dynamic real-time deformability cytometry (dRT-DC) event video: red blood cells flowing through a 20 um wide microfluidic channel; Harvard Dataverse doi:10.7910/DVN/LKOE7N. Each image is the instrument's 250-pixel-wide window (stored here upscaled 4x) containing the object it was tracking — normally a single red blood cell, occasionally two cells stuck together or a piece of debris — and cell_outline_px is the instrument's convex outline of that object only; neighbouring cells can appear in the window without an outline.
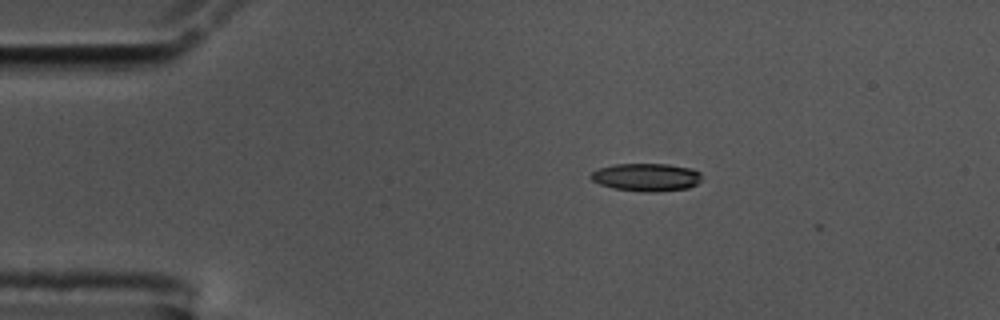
{"species": "common noctule bat (a hibernating species)", "species_latin": "Nyctalus noctula", "temperature_condition": "cold", "stored_images_in_passage": 3, "camera_frame_rate_fps": 3000, "um_per_image_px": 0.085, "animal": {"sex": "male", "body_mass_g": 17.5, "forearm_length_mm": 52.3}, "frame": {"image": 1, "passage_image": 2, "time_ms": 0.333, "image_size_px": [1000, 320], "cell_outline_px": [[700, 180], [696, 184], [688, 188], [652, 192], [648, 192], [612, 188], [600, 184], [592, 180], [588, 176], [596, 168], [612, 164], [668, 164], [692, 168], [700, 172]], "centroid_in_image_um": [54.9, 15.05], "position_along_channel_um": 30.1, "area_um2": 18.09}}